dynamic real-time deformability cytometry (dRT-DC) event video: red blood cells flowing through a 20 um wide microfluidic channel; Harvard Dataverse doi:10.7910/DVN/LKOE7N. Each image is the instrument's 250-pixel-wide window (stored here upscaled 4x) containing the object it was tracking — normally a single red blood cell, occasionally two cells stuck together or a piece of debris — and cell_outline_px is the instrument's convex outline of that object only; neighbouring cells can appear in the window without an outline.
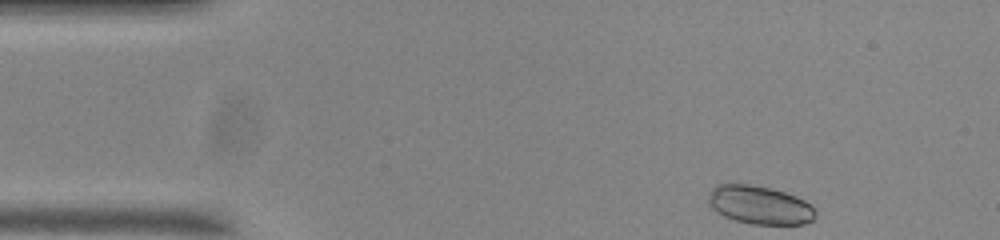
{"species": "common noctule bat (a hibernating species)", "species_latin": "Nyctalus noctula", "temperature_condition": "room temperature", "stored_images_in_passage": 49, "camera_frame_rate_fps": 3000, "um_per_image_px": 0.085, "animal": {"sex": "male", "body_mass_g": 20.0, "forearm_length_mm": 53.3}, "frame": {"image": 1, "passage_image": 1, "time_ms": 0.0, "image_size_px": [1000, 240], "cell_outline_px": [[816, 216], [812, 220], [804, 224], [752, 224], [736, 220], [724, 216], [712, 208], [708, 204], [708, 196], [712, 188], [716, 184], [748, 184], [772, 188], [796, 196], [804, 200], [816, 212]], "centroid_in_image_um": [64.55, 17.42], "position_along_channel_um": 20.4, "area_um2": 23.87}}
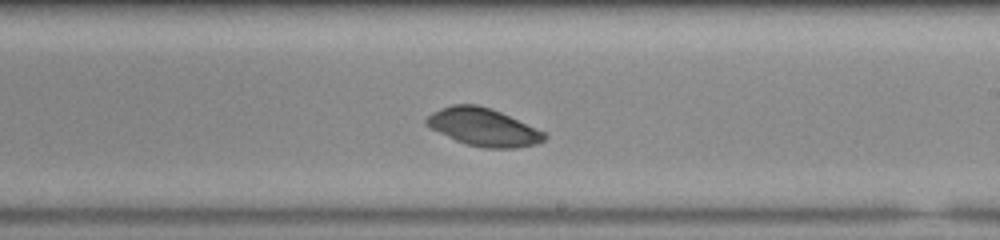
{"frame": {"image": 2, "passage_image": 26, "time_ms": 8.333, "image_size_px": [1000, 240], "cell_outline_px": [[548, 136], [544, 140], [536, 144], [516, 148], [484, 148], [468, 144], [456, 140], [424, 124], [424, 120], [432, 112], [440, 108], [452, 104], [476, 104], [492, 108], [544, 132]], "centroid_in_image_um": [41.07, 10.79], "position_along_channel_um": 247.9, "area_um2": 25.72}}
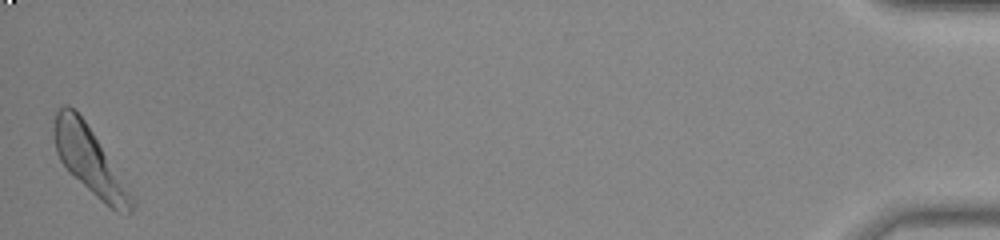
{"frame": {"image": 3, "passage_image": 49, "time_ms": 16.0, "image_size_px": [1000, 240], "cell_outline_px": [[136, 204], [132, 212], [116, 212], [100, 200], [68, 172], [60, 160], [56, 152], [52, 136], [52, 128], [56, 112], [64, 104], [68, 104], [84, 120], [92, 132], [136, 200]], "centroid_in_image_um": [7.58, 13.66], "position_along_channel_um": 427.6, "area_um2": 29.88}, "authors_computed_cell_mechanics": {"area_um2": 26.4724, "velocity_mm_per_s": 3.6518, "shape_relaxation_time_tau1_ms": 1.4906, "shape_relaxation_time_tau2_ms": null, "deformation_change_tau1": 0.074, "deformation_change_tau2": null}}